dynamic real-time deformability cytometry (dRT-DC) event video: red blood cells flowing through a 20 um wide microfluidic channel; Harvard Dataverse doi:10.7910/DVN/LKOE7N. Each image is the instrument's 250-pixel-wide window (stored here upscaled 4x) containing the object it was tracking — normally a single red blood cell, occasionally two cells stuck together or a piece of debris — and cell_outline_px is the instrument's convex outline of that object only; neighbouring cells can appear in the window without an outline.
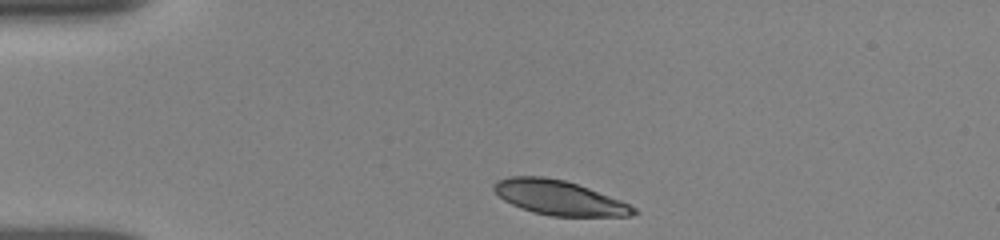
{"species": "human", "species_latin": "Homo sapiens", "temperature_condition": "room temperature", "stored_images_in_passage": 3, "camera_frame_rate_fps": 3000, "um_per_image_px": 0.085, "donor": {"sex": "female"}, "frame": {"image": 1, "passage_image": 1, "time_ms": 0.0, "image_size_px": [1000, 240], "cell_outline_px": [[640, 212], [632, 216], [552, 216], [532, 212], [520, 208], [504, 200], [492, 188], [492, 184], [496, 180], [508, 176], [544, 176], [564, 180], [588, 188], [620, 200], [636, 208]], "centroid_in_image_um": [47.5, 16.8], "position_along_channel_um": 37.5, "area_um2": 28.15}}
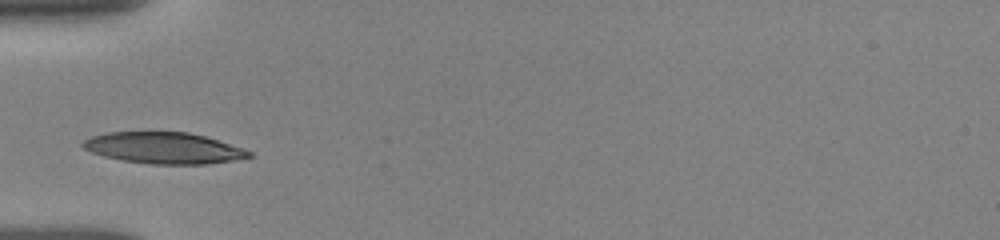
{"frame": {"image": 2, "passage_image": 3, "time_ms": 2.0, "image_size_px": [1000, 240], "cell_outline_px": [[252, 156], [232, 160], [208, 164], [152, 164], [124, 160], [104, 156], [92, 152], [84, 148], [80, 144], [84, 140], [92, 136], [104, 132], [188, 132], [204, 136], [244, 148], [252, 152]], "centroid_in_image_um": [13.91, 12.57], "position_along_channel_um": 71.1, "area_um2": 30.11}}